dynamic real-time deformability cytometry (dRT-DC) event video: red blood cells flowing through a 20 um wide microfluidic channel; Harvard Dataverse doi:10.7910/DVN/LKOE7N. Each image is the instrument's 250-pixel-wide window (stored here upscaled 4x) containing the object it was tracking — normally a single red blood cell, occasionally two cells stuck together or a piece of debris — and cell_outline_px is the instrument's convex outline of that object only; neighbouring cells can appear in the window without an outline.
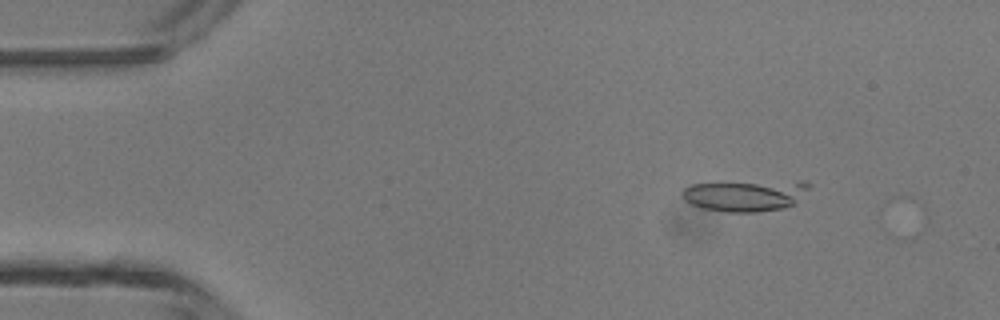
{"species": "common noctule bat (a hibernating species)", "species_latin": "Nyctalus noctula", "temperature_condition": "room temperature", "stored_images_in_passage": 8, "camera_frame_rate_fps": 3000, "um_per_image_px": 0.085, "animal": {"sex": "male", "body_mass_g": 13.3}, "frame": {"image": 1, "passage_image": 7, "time_ms": 2.0, "image_size_px": [1000, 320], "cell_outline_px": [[812, 184], [792, 204], [780, 208], [756, 212], [728, 212], [704, 208], [692, 204], [684, 200], [684, 188], [692, 184], [800, 180], [804, 180]], "centroid_in_image_um": [63.37, 16.6], "position_along_channel_um": 21.6, "area_um2": 22.66}}